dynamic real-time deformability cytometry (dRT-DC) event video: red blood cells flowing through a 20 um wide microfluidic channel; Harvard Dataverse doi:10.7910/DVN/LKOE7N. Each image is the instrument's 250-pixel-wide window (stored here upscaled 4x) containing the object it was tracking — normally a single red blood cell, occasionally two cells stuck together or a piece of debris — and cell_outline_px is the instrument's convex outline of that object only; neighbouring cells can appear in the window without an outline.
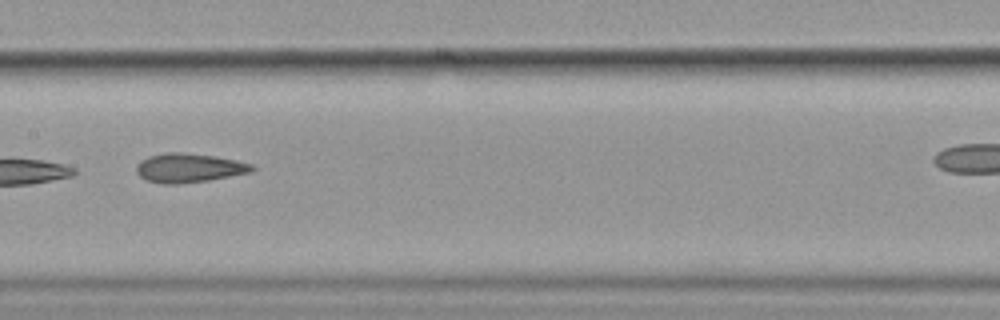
{"species": "common noctule bat (a hibernating species)", "species_latin": "Nyctalus noctula", "temperature_condition": "cold", "stored_images_in_passage": 14, "camera_frame_rate_fps": 3000, "um_per_image_px": 0.085, "animal": {"sex": "female", "body_mass_g": 19.9}, "frame": {"image": 1, "passage_image": 8, "time_ms": 9.0, "image_size_px": [1000, 320], "cell_outline_px": [[256, 168], [252, 172], [208, 180], [176, 184], [164, 184], [148, 180], [140, 176], [136, 172], [136, 164], [140, 160], [148, 156], [164, 152], [184, 152], [216, 156], [236, 160], [252, 164]], "centroid_in_image_um": [16.05, 14.25], "position_along_channel_um": 191.3, "area_um2": 19.71}}
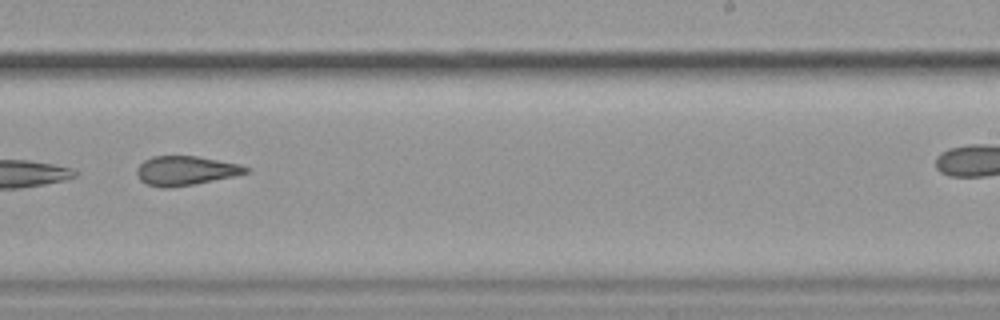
{"frame": {"image": 2, "passage_image": 10, "time_ms": 11.333, "image_size_px": [1000, 320], "cell_outline_px": [[252, 172], [192, 184], [168, 188], [164, 188], [148, 184], [140, 180], [136, 172], [136, 168], [144, 160], [152, 156], [196, 156], [240, 164], [252, 168]], "centroid_in_image_um": [15.79, 14.49], "position_along_channel_um": 273.2, "area_um2": 18.5}}
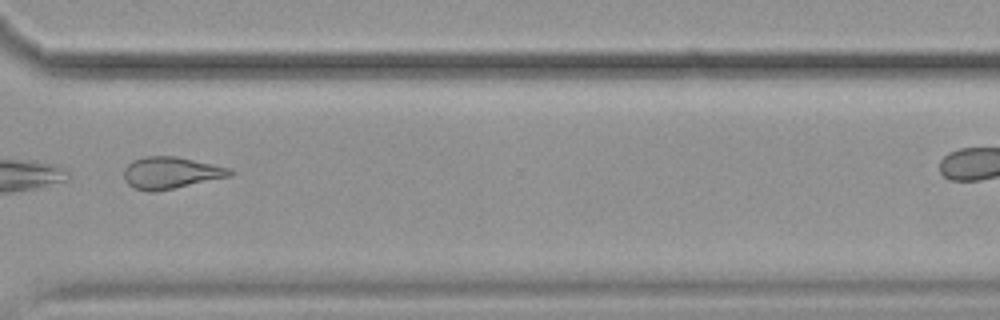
{"frame": {"image": 3, "passage_image": 12, "time_ms": 13.667, "image_size_px": [1000, 320], "cell_outline_px": [[236, 172], [232, 176], [156, 192], [148, 192], [136, 188], [128, 184], [124, 180], [124, 168], [132, 160], [144, 156], [176, 156], [212, 164], [228, 168]], "centroid_in_image_um": [14.51, 14.69], "position_along_channel_um": 356.1, "area_um2": 19.77}}